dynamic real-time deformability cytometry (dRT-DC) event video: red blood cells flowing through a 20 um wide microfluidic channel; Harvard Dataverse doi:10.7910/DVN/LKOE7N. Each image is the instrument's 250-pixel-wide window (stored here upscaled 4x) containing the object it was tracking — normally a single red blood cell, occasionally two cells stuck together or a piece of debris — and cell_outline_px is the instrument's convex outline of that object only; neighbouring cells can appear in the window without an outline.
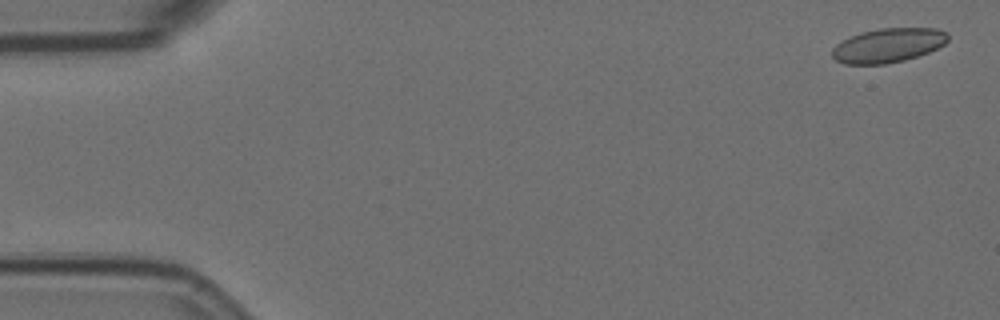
{"species": "Egyptian fruit bat (a non-hibernating species)", "species_latin": "Rousettus aegyptiacus", "temperature_condition": "room temperature", "stored_images_in_passage": 15, "camera_frame_rate_fps": 3000, "um_per_image_px": 0.085, "animal": {"sex": "female"}, "frame": {"image": 1, "passage_image": 2, "time_ms": 0.333, "image_size_px": [1000, 320], "cell_outline_px": [[948, 40], [944, 44], [928, 52], [904, 60], [884, 64], [844, 64], [836, 60], [832, 56], [832, 48], [836, 44], [860, 32], [880, 28], [936, 28], [948, 32]], "centroid_in_image_um": [75.49, 3.85], "position_along_channel_um": 9.5, "area_um2": 23.0}}
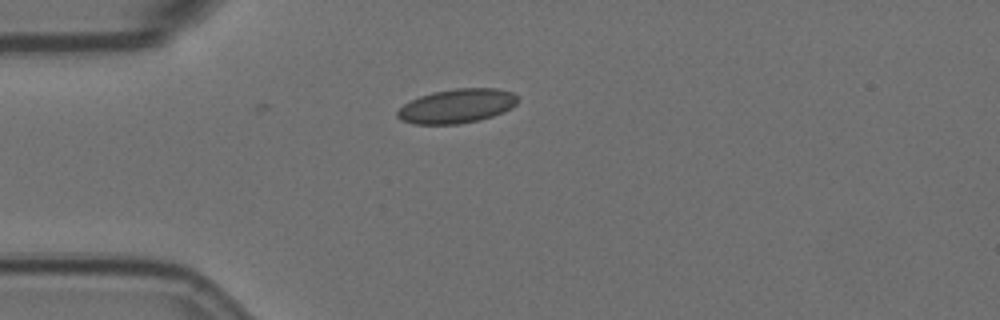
{"frame": {"image": 2, "passage_image": 15, "time_ms": 4.667, "image_size_px": [1000, 320], "cell_outline_px": [[520, 100], [512, 108], [504, 112], [492, 116], [460, 124], [412, 124], [400, 120], [396, 116], [396, 112], [404, 104], [420, 96], [432, 92], [456, 88], [496, 88], [512, 92]], "centroid_in_image_um": [38.83, 9.01], "position_along_channel_um": 46.2, "area_um2": 24.04}}